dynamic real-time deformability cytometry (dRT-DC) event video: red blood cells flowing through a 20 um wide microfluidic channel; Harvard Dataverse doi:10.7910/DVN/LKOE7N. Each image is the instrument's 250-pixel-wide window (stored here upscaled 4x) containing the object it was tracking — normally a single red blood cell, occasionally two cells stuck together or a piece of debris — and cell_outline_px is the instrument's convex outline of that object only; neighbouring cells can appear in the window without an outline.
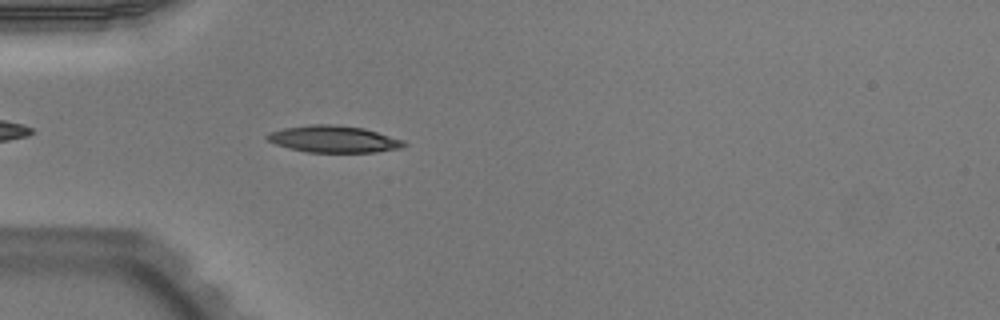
{"species": "Egyptian fruit bat (a non-hibernating species)", "species_latin": "Rousettus aegyptiacus", "temperature_condition": "warm", "stored_images_in_passage": 39, "camera_frame_rate_fps": 3000, "um_per_image_px": 0.085, "animal": {"sex": "male"}, "frame": {"image": 1, "passage_image": 4, "time_ms": 1.0, "image_size_px": [1000, 320], "cell_outline_px": [[408, 144], [400, 148], [376, 152], [308, 152], [276, 144], [268, 140], [264, 136], [268, 132], [284, 128], [308, 124], [336, 124], [364, 128], [404, 140]], "centroid_in_image_um": [28.37, 11.81], "position_along_channel_um": 56.6, "area_um2": 21.39}}
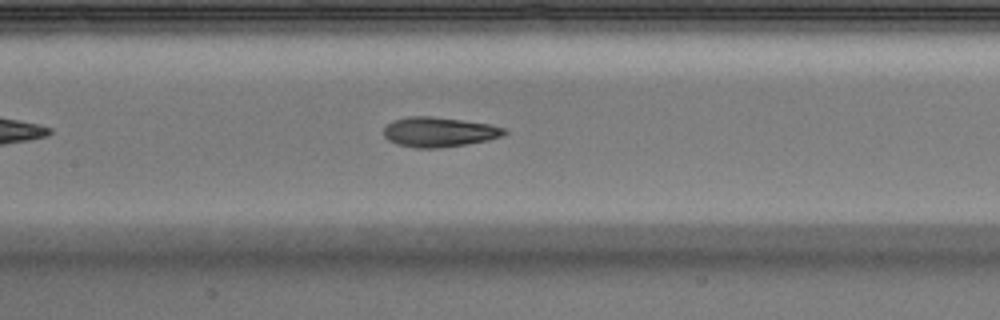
{"frame": {"image": 2, "passage_image": 13, "time_ms": 4.0, "image_size_px": [1000, 320], "cell_outline_px": [[508, 132], [504, 136], [488, 140], [440, 148], [416, 148], [396, 144], [388, 140], [384, 136], [384, 128], [392, 120], [408, 116], [432, 116], [488, 124], [504, 128]], "centroid_in_image_um": [37.29, 11.22], "position_along_channel_um": 170.1, "area_um2": 20.92}}
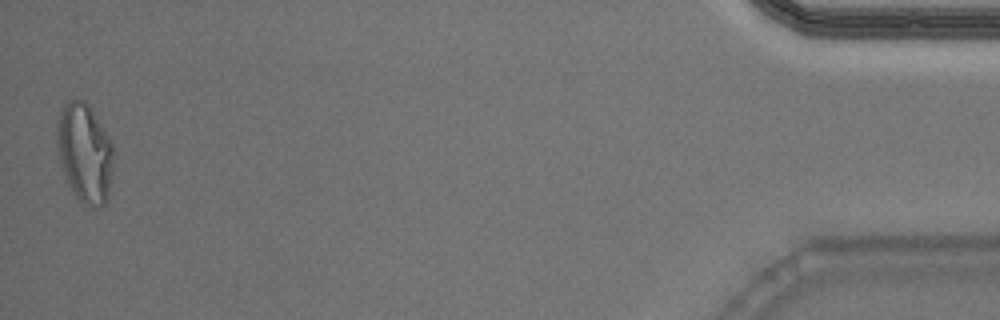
{"frame": {"image": 3, "passage_image": 39, "time_ms": 12.667, "image_size_px": [1000, 320], "cell_outline_px": [[112, 176], [108, 200], [104, 204], [92, 208], [84, 204], [76, 196], [68, 184], [60, 160], [56, 144], [56, 128], [60, 112], [64, 104], [68, 100], [84, 100], [88, 104], [104, 128], [112, 144]], "centroid_in_image_um": [7.2, 13.0], "position_along_channel_um": 428.0, "area_um2": 32.6}, "authors_computed_cell_mechanics": {"area_um2": 21.097, "velocity_mm_per_s": 3.9736, "shape_relaxation_time_tau1_ms": 3.54, "shape_relaxation_time_tau2_ms": 2.2161, "deformation_change_tau1": 0.1956, "deformation_change_tau2": 0.0852}}